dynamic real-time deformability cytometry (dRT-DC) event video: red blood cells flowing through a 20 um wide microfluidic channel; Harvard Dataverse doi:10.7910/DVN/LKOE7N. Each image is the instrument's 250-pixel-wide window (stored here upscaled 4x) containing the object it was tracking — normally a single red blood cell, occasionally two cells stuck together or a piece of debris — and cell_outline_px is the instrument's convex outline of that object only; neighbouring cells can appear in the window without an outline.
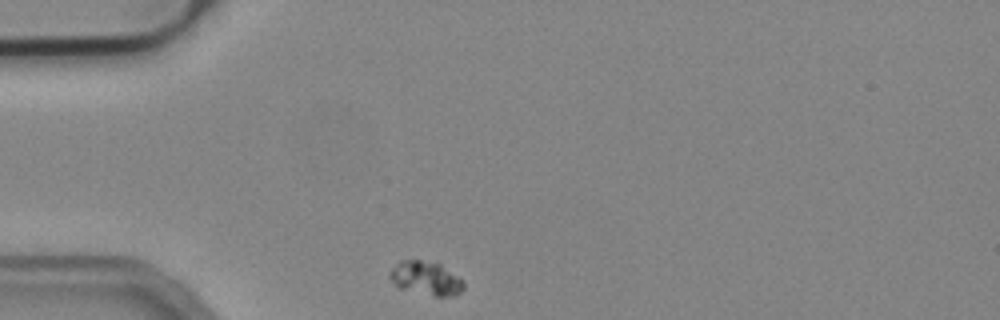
{"species": "common noctule bat (a hibernating species)", "species_latin": "Nyctalus noctula", "temperature_condition": "cold", "stored_images_in_passage": 23, "camera_frame_rate_fps": 3000, "um_per_image_px": 0.085, "animal": {"sex": "male", "body_mass_g": 19.2, "forearm_length_mm": 51.8}, "frame": {"image": 1, "passage_image": 1, "time_ms": 0.0, "image_size_px": [1000, 320], "cell_outline_px": [[464, 288], [456, 296], [436, 296], [400, 288], [388, 276], [388, 272], [400, 260], [436, 260], [464, 280]], "centroid_in_image_um": [36.24, 23.62], "position_along_channel_um": 48.8, "area_um2": 14.74}}